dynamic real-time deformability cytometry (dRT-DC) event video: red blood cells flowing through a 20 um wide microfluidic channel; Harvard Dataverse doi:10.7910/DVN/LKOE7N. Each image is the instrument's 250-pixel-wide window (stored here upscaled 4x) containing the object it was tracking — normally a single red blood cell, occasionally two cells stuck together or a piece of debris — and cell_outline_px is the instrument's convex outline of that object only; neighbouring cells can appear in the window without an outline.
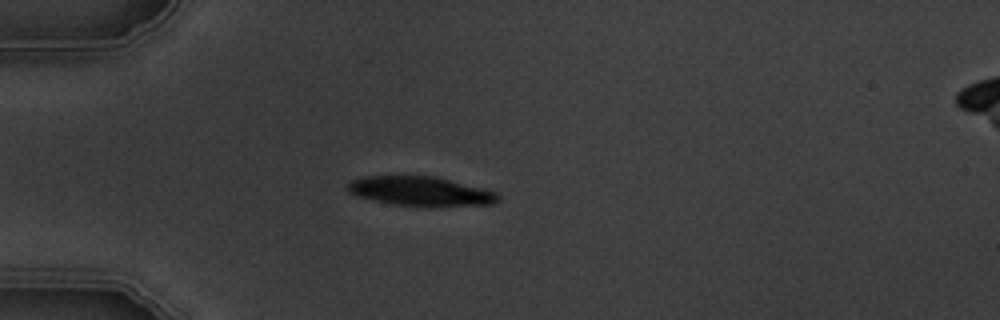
{"species": "common noctule bat (a hibernating species)", "species_latin": "Nyctalus noctula", "temperature_condition": "warm", "stored_images_in_passage": 3, "segment_of_instrument_passage": [1, 2], "camera_frame_rate_fps": 3000, "um_per_image_px": 0.085, "animal": {"sex": "male", "body_mass_g": 19.5, "forearm_length_mm": 54.6}, "frame": {"image": 1, "passage_image": 2, "time_ms": 1.0, "image_size_px": [1000, 320], "cell_outline_px": [[500, 200], [492, 204], [424, 208], [392, 204], [356, 196], [348, 192], [348, 184], [352, 180], [364, 176], [432, 176], [484, 188], [496, 192], [500, 196]], "centroid_in_image_um": [35.77, 16.28], "position_along_channel_um": 49.2, "area_um2": 26.13}}